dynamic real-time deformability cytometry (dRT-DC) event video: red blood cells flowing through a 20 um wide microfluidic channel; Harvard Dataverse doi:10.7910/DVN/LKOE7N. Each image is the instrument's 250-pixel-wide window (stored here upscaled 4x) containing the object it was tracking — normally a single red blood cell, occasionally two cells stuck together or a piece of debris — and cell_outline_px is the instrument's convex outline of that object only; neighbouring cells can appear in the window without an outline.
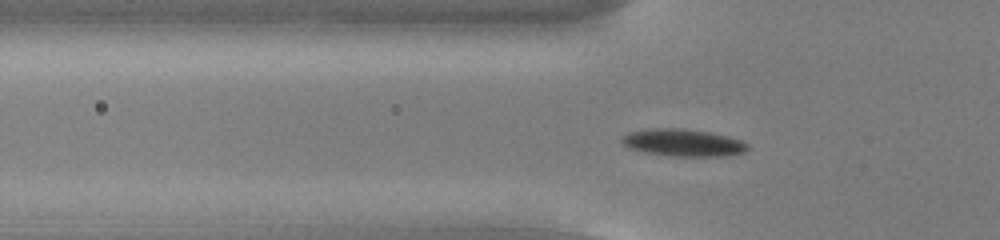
{"species": "common noctule bat (a hibernating species)", "species_latin": "Nyctalus noctula", "temperature_condition": "cold", "stored_images_in_passage": 53, "camera_frame_rate_fps": 3000, "um_per_image_px": 0.085, "animal": {"sex": "male", "body_mass_g": 13.0, "forearm_length_mm": 53.1}, "frame": {"image": 1, "passage_image": 17, "time_ms": 5.333, "image_size_px": [1000, 240], "cell_outline_px": [[752, 148], [744, 152], [728, 156], [672, 156], [644, 152], [628, 148], [620, 140], [624, 136], [632, 132], [656, 128], [684, 128], [708, 132], [728, 136], [740, 140], [748, 144]], "centroid_in_image_um": [58.13, 12.14], "position_along_channel_um": 67.7, "area_um2": 19.94}}
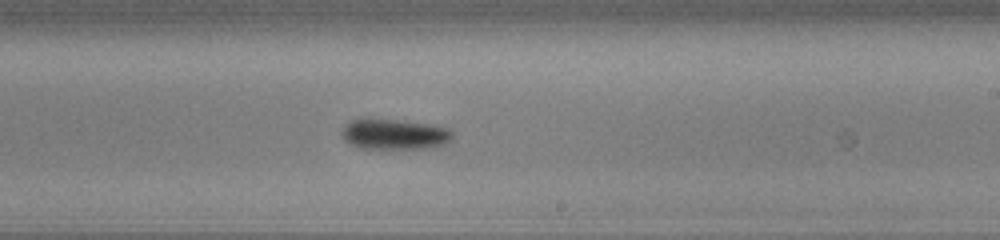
{"frame": {"image": 2, "passage_image": 32, "time_ms": 10.333, "image_size_px": [1000, 240], "cell_outline_px": [[452, 140], [444, 144], [432, 148], [356, 148], [348, 144], [344, 140], [340, 132], [344, 124], [352, 120], [364, 116], [368, 116], [404, 120], [432, 124], [448, 128], [452, 132]], "centroid_in_image_um": [33.45, 11.37], "position_along_channel_um": 255.5, "area_um2": 20.58}}
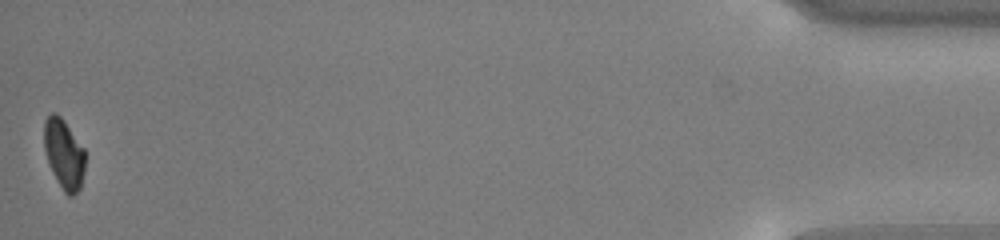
{"frame": {"image": 3, "passage_image": 53, "time_ms": 17.333, "image_size_px": [1000, 240], "cell_outline_px": [[84, 172], [80, 188], [72, 196], [68, 196], [64, 192], [52, 172], [48, 164], [44, 148], [44, 120], [52, 112], [56, 112], [64, 120], [84, 148]], "centroid_in_image_um": [5.42, 13.07], "position_along_channel_um": 429.8, "area_um2": 16.7}, "authors_computed_cell_mechanics": {"area_um2": 17.7446, "velocity_mm_per_s": 3.7847, "shape_relaxation_time_tau1_ms": 3.353, "shape_relaxation_time_tau2_ms": null, "deformation_change_tau1": 0.1371, "deformation_change_tau2": null}}